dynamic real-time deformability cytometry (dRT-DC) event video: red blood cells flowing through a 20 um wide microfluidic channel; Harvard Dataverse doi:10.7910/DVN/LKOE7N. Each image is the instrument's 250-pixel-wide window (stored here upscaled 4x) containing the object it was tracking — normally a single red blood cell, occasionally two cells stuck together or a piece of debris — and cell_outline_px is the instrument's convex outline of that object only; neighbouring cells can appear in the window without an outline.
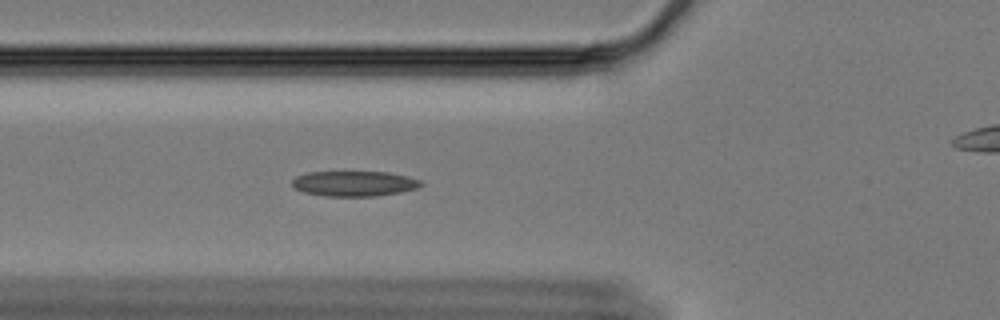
{"species": "Egyptian fruit bat (a non-hibernating species)", "species_latin": "Rousettus aegyptiacus", "temperature_condition": "cold", "stored_images_in_passage": 49, "camera_frame_rate_fps": 3000, "um_per_image_px": 0.085, "animal": {"sex": "female"}, "frame": {"image": 1, "passage_image": 10, "time_ms": 3.0, "image_size_px": [1000, 320], "cell_outline_px": [[424, 184], [416, 188], [400, 192], [376, 196], [324, 196], [304, 192], [292, 188], [292, 180], [296, 176], [308, 172], [388, 172], [408, 176], [420, 180]], "centroid_in_image_um": [30.09, 15.6], "position_along_channel_um": 95.7, "area_um2": 19.02}}
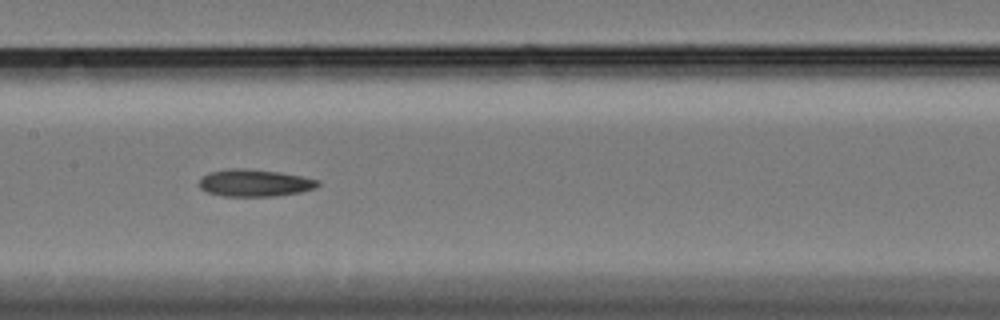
{"frame": {"image": 2, "passage_image": 18, "time_ms": 5.667, "image_size_px": [1000, 320], "cell_outline_px": [[320, 184], [316, 188], [300, 192], [272, 196], [224, 196], [208, 192], [200, 188], [200, 180], [208, 172], [228, 168], [244, 168], [280, 172], [320, 180]], "centroid_in_image_um": [21.66, 15.54], "position_along_channel_um": 185.7, "area_um2": 18.73}}
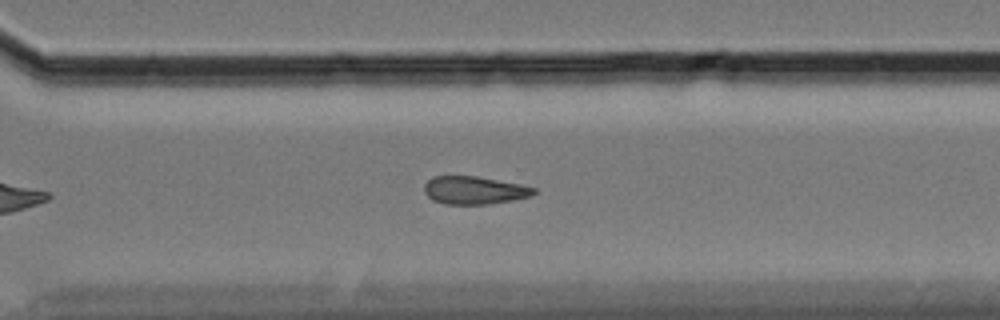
{"frame": {"image": 3, "passage_image": 31, "time_ms": 10.0, "image_size_px": [1000, 320], "cell_outline_px": [[536, 192], [532, 196], [512, 200], [488, 204], [444, 204], [432, 200], [424, 192], [424, 184], [432, 176], [476, 176], [520, 184], [536, 188]], "centroid_in_image_um": [40.3, 16.17], "position_along_channel_um": 330.3, "area_um2": 17.86}}